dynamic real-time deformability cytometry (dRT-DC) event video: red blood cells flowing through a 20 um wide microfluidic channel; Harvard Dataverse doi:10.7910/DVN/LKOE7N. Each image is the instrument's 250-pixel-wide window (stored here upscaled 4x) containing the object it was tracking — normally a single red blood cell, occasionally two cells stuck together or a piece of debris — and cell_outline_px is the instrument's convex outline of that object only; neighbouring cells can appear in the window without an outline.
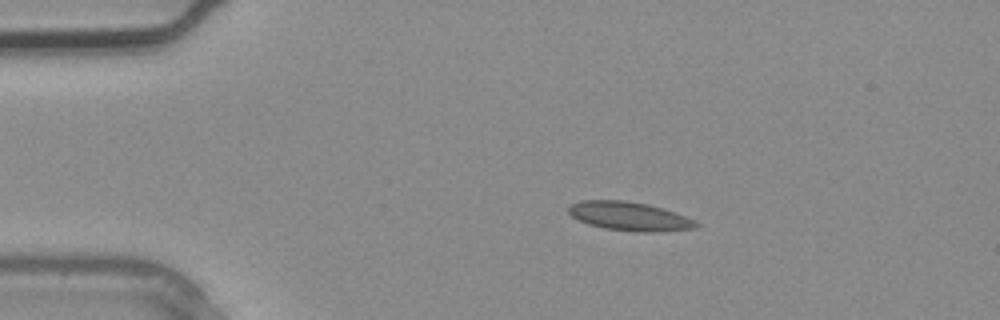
{"species": "common noctule bat (a hibernating species)", "species_latin": "Nyctalus noctula", "temperature_condition": "warm", "stored_images_in_passage": 4, "camera_frame_rate_fps": 3000, "um_per_image_px": 0.085, "animal": {"sex": "male", "body_mass_g": 20.4}, "frame": {"image": 1, "passage_image": 3, "time_ms": 0.667, "image_size_px": [1000, 320], "cell_outline_px": [[700, 224], [696, 228], [660, 232], [636, 232], [604, 228], [588, 224], [572, 216], [568, 212], [568, 208], [572, 204], [580, 200], [624, 200], [648, 204], [696, 220]], "centroid_in_image_um": [53.5, 18.39], "position_along_channel_um": 31.5, "area_um2": 21.33}}
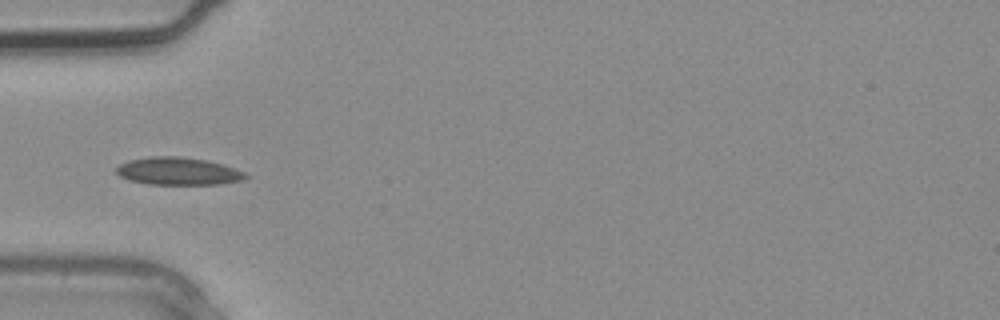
{"frame": {"image": 2, "passage_image": 4, "time_ms": 1.0, "image_size_px": [1000, 320], "cell_outline_px": [[248, 176], [244, 180], [220, 184], [148, 184], [128, 180], [120, 176], [116, 172], [116, 168], [120, 164], [128, 160], [152, 156], [180, 156], [208, 160], [224, 164], [244, 172]], "centroid_in_image_um": [15.15, 14.54], "position_along_channel_um": 69.9, "area_um2": 20.92}}